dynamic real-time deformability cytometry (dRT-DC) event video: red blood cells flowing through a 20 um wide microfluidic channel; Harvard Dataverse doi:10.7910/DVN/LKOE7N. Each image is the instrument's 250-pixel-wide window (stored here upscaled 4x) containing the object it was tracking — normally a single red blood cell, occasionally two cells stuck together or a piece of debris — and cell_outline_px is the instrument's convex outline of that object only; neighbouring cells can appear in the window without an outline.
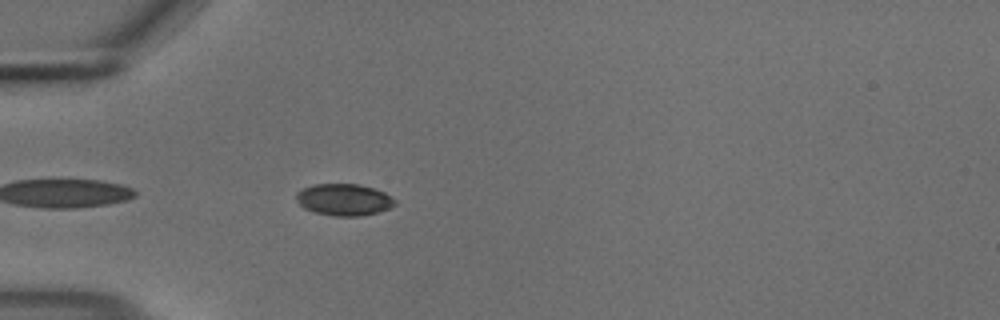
{"species": "common noctule bat (a hibernating species)", "species_latin": "Nyctalus noctula", "temperature_condition": "cold", "stored_images_in_passage": 8, "camera_frame_rate_fps": 3000, "um_per_image_px": 0.085, "animal": {"sex": "male", "body_mass_g": 18.8}, "frame": {"image": 1, "passage_image": 3, "time_ms": 0.667, "image_size_px": [1000, 320], "cell_outline_px": [[396, 204], [392, 208], [360, 216], [336, 216], [316, 212], [304, 208], [296, 200], [296, 192], [312, 184], [356, 184], [372, 188], [384, 192], [396, 200]], "centroid_in_image_um": [29.24, 16.97], "position_along_channel_um": 55.8, "area_um2": 18.15}}
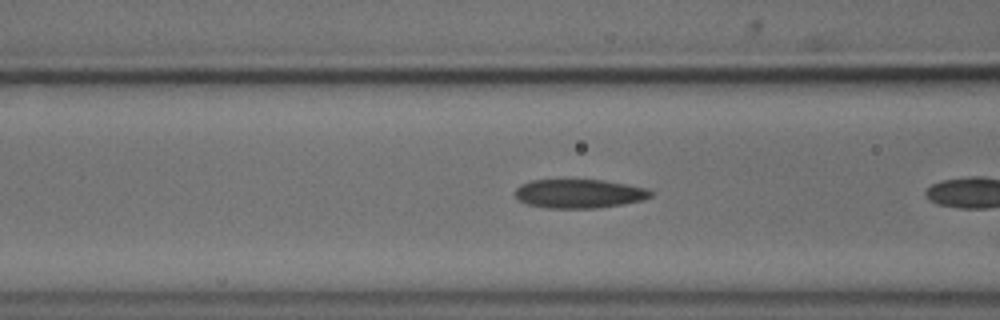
{"frame": {"image": 2, "passage_image": 6, "time_ms": 1.667, "image_size_px": [1000, 320], "cell_outline_px": [[652, 196], [644, 200], [596, 208], [544, 208], [528, 204], [516, 200], [516, 188], [520, 184], [532, 180], [604, 180], [648, 188], [652, 192]], "centroid_in_image_um": [49.22, 16.46], "position_along_channel_um": 117.4, "area_um2": 22.89}}